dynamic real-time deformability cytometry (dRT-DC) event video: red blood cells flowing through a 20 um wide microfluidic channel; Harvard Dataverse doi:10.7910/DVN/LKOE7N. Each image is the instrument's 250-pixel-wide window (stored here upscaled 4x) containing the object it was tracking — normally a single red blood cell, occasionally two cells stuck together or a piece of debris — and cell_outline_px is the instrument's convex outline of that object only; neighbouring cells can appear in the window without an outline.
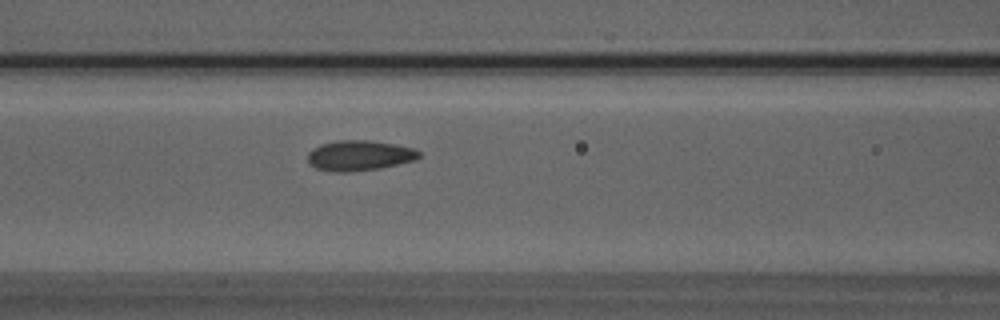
{"species": "Egyptian fruit bat (a non-hibernating species)", "species_latin": "Rousettus aegyptiacus", "temperature_condition": "room temperature", "stored_images_in_passage": 51, "camera_frame_rate_fps": 3000, "um_per_image_px": 0.085, "animal": {"sex": "male"}, "frame": {"image": 1, "passage_image": 21, "time_ms": 6.667, "image_size_px": [1000, 320], "cell_outline_px": [[420, 156], [416, 160], [380, 168], [348, 172], [332, 172], [316, 168], [308, 164], [308, 152], [312, 148], [320, 144], [336, 140], [368, 140], [416, 148], [420, 152]], "centroid_in_image_um": [30.52, 13.22], "position_along_channel_um": 136.1, "area_um2": 19.83}}
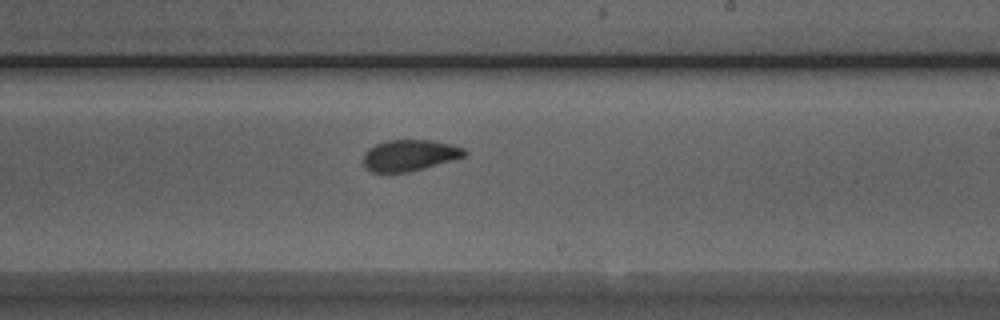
{"frame": {"image": 2, "passage_image": 30, "time_ms": 9.667, "image_size_px": [1000, 320], "cell_outline_px": [[468, 152], [464, 156], [424, 168], [408, 172], [372, 172], [364, 168], [364, 152], [368, 148], [376, 144], [388, 140], [432, 140], [452, 144], [464, 148]], "centroid_in_image_um": [34.79, 13.19], "position_along_channel_um": 254.2, "area_um2": 18.38}}
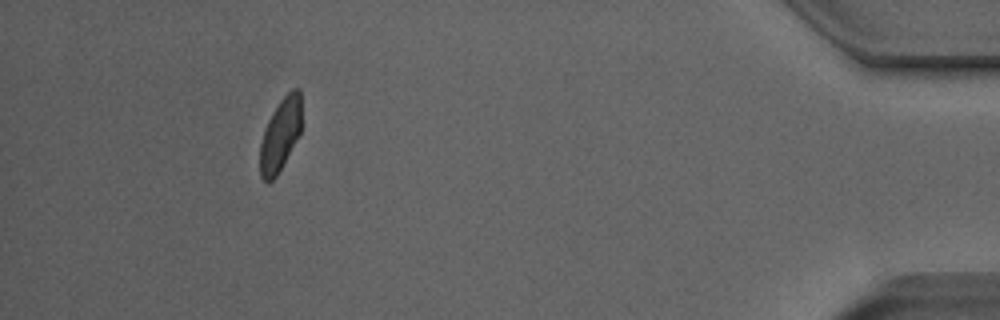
{"frame": {"image": 3, "passage_image": 47, "time_ms": 15.333, "image_size_px": [1000, 320], "cell_outline_px": [[300, 132], [276, 176], [268, 184], [260, 176], [260, 144], [268, 120], [272, 112], [280, 100], [292, 88], [300, 88]], "centroid_in_image_um": [23.8, 11.44], "position_along_channel_um": 411.4, "area_um2": 17.17}, "authors_computed_cell_mechanics": {"area_um2": 19.074, "velocity_mm_per_s": 3.9513, "shape_relaxation_time_tau1_ms": 5.0128, "shape_relaxation_time_tau2_ms": 0.9375, "deformation_change_tau1": 0.1279, "deformation_change_tau2": 0.0446}}